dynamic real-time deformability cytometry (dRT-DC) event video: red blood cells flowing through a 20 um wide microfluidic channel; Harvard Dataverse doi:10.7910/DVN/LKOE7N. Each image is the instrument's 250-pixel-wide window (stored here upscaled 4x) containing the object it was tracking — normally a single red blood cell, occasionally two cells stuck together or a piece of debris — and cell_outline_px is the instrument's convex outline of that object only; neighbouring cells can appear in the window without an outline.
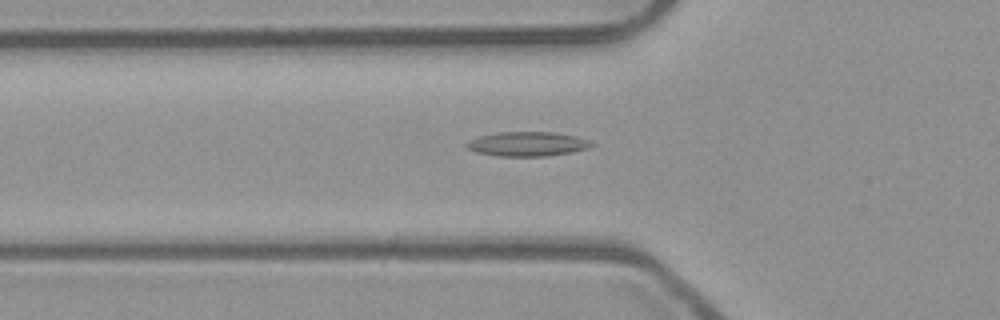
{"species": "common noctule bat (a hibernating species)", "species_latin": "Nyctalus noctula", "temperature_condition": "room temperature", "stored_images_in_passage": 53, "camera_frame_rate_fps": 3000, "um_per_image_px": 0.085, "animal": {"sex": "male", "body_mass_g": 23.1, "forearm_length_mm": 52.7}, "frame": {"image": 1, "passage_image": 19, "time_ms": 6.0, "image_size_px": [1000, 320], "cell_outline_px": [[592, 144], [588, 148], [572, 152], [544, 156], [496, 156], [476, 152], [468, 148], [464, 144], [468, 140], [480, 136], [496, 132], [552, 132], [576, 136], [588, 140]], "centroid_in_image_um": [44.77, 12.23], "position_along_channel_um": 81.0, "area_um2": 17.69}}
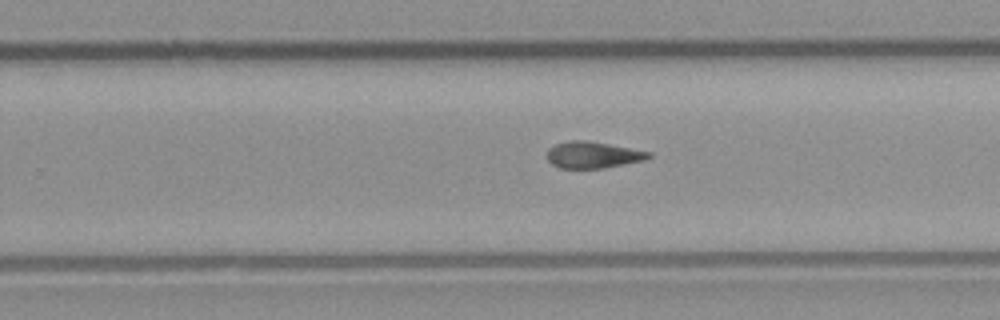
{"frame": {"image": 2, "passage_image": 34, "time_ms": 11.0, "image_size_px": [1000, 320], "cell_outline_px": [[652, 156], [644, 160], [604, 168], [560, 168], [552, 164], [548, 160], [548, 148], [556, 144], [568, 140], [588, 140], [652, 152]], "centroid_in_image_um": [50.4, 13.16], "position_along_channel_um": 279.4, "area_um2": 15.72}}
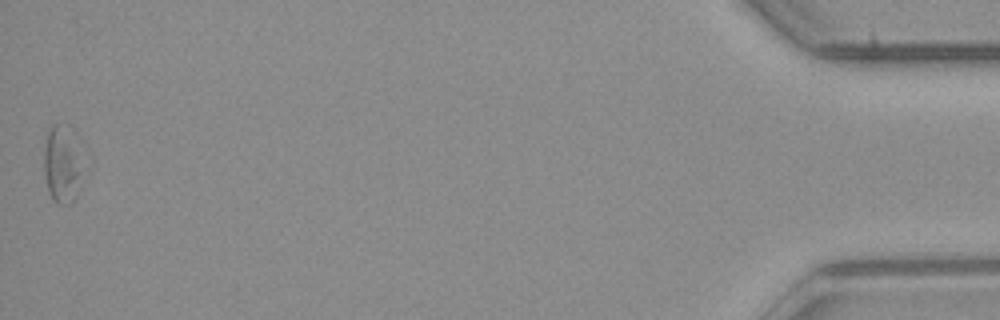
{"frame": {"image": 3, "passage_image": 53, "time_ms": 17.333, "image_size_px": [1000, 320], "cell_outline_px": [[76, 196], [72, 204], [56, 204], [52, 200], [48, 192], [44, 176], [44, 148], [48, 128], [52, 124], [68, 124], [72, 128], [76, 172]], "centroid_in_image_um": [5.12, 13.96], "position_along_channel_um": 430.1, "area_um2": 16.24}, "authors_computed_cell_mechanics": {"area_um2": 16.8776, "velocity_mm_per_s": 3.9492, "shape_relaxation_time_tau1_ms": null, "shape_relaxation_time_tau2_ms": 5.3058, "deformation_change_tau1": null, "deformation_change_tau2": 0.1523}}